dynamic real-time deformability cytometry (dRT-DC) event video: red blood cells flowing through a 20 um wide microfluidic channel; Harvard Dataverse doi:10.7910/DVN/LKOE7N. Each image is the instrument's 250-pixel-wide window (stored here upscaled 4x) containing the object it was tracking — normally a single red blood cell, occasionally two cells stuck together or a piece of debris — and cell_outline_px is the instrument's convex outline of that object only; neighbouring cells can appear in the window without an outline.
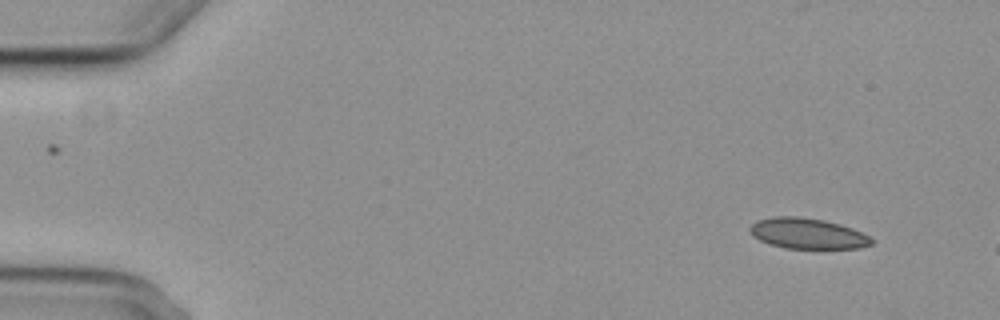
{"species": "common noctule bat (a hibernating species)", "species_latin": "Nyctalus noctula", "temperature_condition": "cold", "stored_images_in_passage": 5, "camera_frame_rate_fps": 3000, "um_per_image_px": 0.085, "animal": {"sex": "female", "body_mass_g": 29.2, "forearm_length_mm": 56.3}, "frame": {"image": 1, "passage_image": 2, "time_ms": 1.333, "image_size_px": [1000, 320], "cell_outline_px": [[872, 244], [860, 248], [784, 248], [760, 240], [752, 236], [748, 228], [756, 220], [772, 216], [800, 216], [824, 220], [840, 224], [852, 228], [868, 236], [872, 240]], "centroid_in_image_um": [68.6, 19.83], "position_along_channel_um": 16.4, "area_um2": 21.68}}